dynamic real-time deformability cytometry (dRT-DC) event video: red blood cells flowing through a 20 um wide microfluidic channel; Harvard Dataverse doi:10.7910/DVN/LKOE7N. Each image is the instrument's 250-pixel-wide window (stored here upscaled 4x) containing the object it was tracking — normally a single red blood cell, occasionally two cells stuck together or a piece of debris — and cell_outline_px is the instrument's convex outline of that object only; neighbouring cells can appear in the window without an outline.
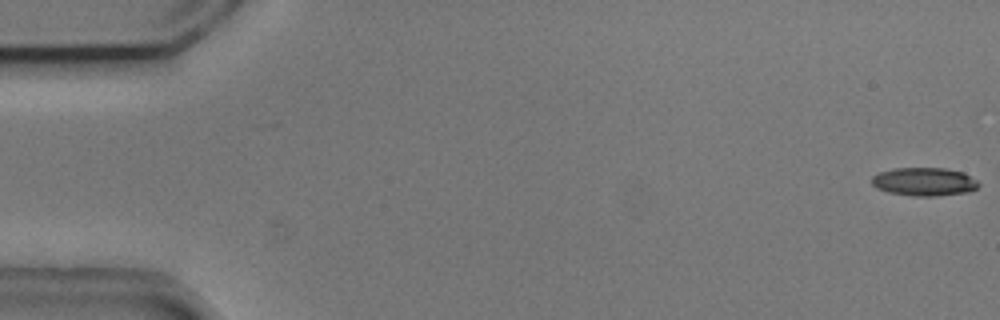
{"species": "common noctule bat (a hibernating species)", "species_latin": "Nyctalus noctula", "temperature_condition": "cold", "stored_images_in_passage": 6, "camera_frame_rate_fps": 3000, "um_per_image_px": 0.085, "animal": {"sex": "male", "body_mass_g": 20.5, "forearm_length_mm": 52.5}, "frame": {"image": 1, "passage_image": 1, "time_ms": 0.0, "image_size_px": [1000, 320], "cell_outline_px": [[980, 184], [976, 188], [968, 192], [936, 196], [912, 196], [888, 192], [876, 188], [872, 184], [872, 176], [880, 172], [892, 168], [944, 168], [964, 172], [976, 180]], "centroid_in_image_um": [78.55, 15.44], "position_along_channel_um": 6.5, "area_um2": 17.69}}
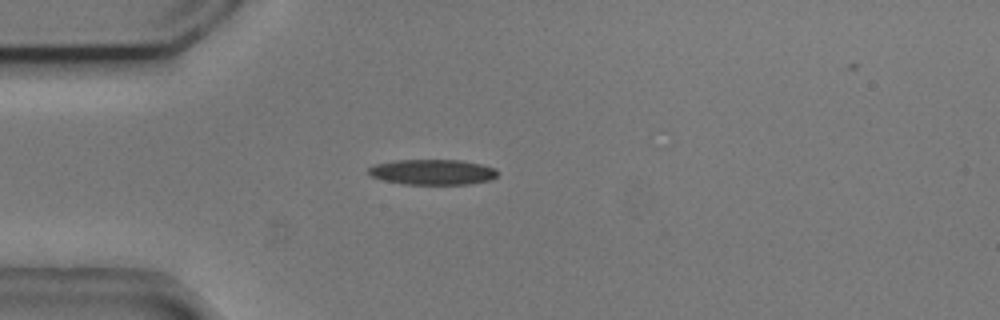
{"frame": {"image": 2, "passage_image": 5, "time_ms": 1.333, "image_size_px": [1000, 320], "cell_outline_px": [[496, 176], [488, 180], [468, 184], [404, 184], [384, 180], [372, 176], [368, 172], [368, 168], [372, 164], [396, 160], [460, 160], [480, 164], [496, 168]], "centroid_in_image_um": [36.72, 14.61], "position_along_channel_um": 48.3, "area_um2": 18.96}}